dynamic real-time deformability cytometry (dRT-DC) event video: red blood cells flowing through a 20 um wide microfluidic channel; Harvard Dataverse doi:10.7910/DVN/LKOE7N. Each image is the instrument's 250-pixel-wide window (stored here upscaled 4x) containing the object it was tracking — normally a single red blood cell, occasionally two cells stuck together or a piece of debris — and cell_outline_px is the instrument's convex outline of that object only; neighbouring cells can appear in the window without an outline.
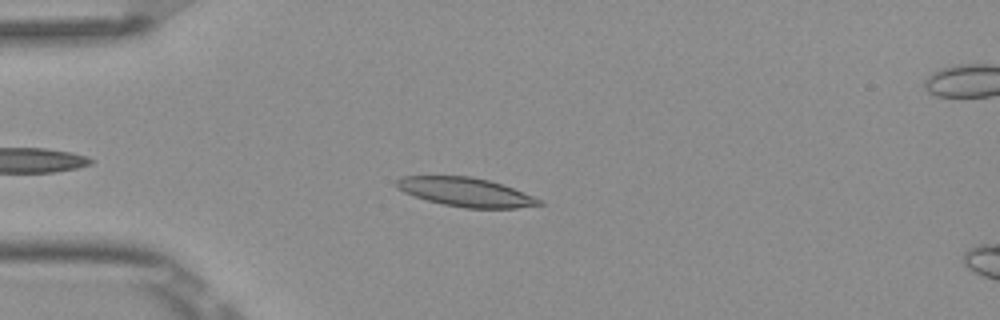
{"species": "Egyptian fruit bat (a non-hibernating species)", "species_latin": "Rousettus aegyptiacus", "temperature_condition": "room temperature", "stored_images_in_passage": 7, "camera_frame_rate_fps": 3000, "um_per_image_px": 0.085, "frame": {"image": 1, "passage_image": 4, "time_ms": 1.0, "image_size_px": [1000, 320], "cell_outline_px": [[544, 204], [516, 208], [464, 208], [444, 204], [428, 200], [404, 192], [396, 188], [396, 180], [400, 176], [472, 176], [488, 180], [512, 188], [544, 200]], "centroid_in_image_um": [39.59, 16.33], "position_along_channel_um": 45.4, "area_um2": 23.87}}
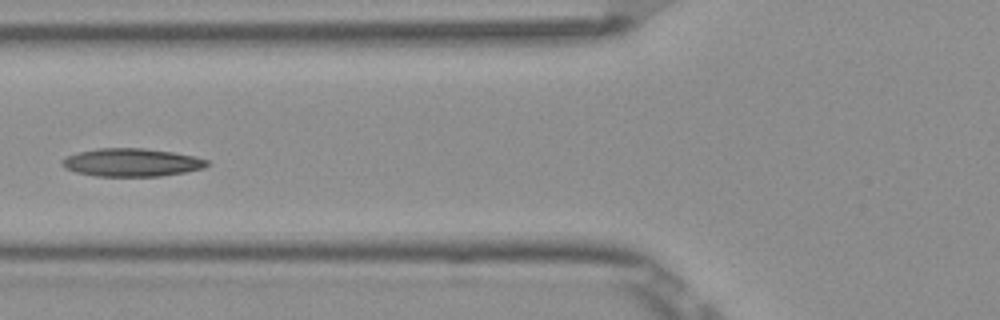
{"frame": {"image": 2, "passage_image": 6, "time_ms": 1.667, "image_size_px": [1000, 320], "cell_outline_px": [[212, 164], [204, 168], [184, 172], [160, 176], [96, 176], [76, 172], [64, 168], [60, 164], [68, 156], [80, 152], [96, 148], [144, 148], [172, 152], [192, 156], [208, 160]], "centroid_in_image_um": [11.21, 13.81], "position_along_channel_um": 114.6, "area_um2": 23.58}}
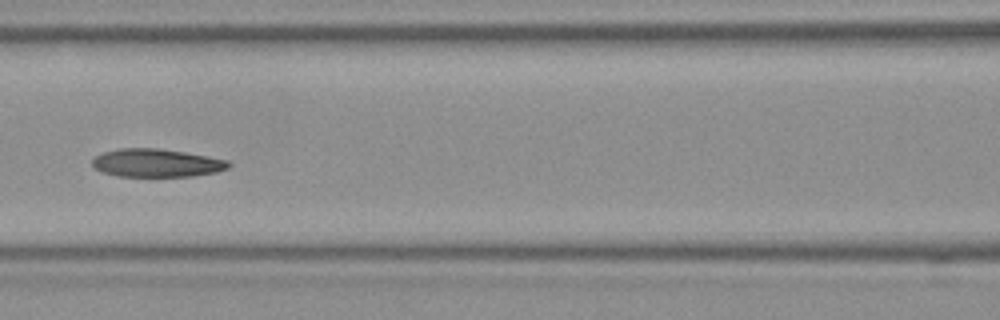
{"frame": {"image": 3, "passage_image": 7, "time_ms": 2.0, "image_size_px": [1000, 320], "cell_outline_px": [[232, 164], [228, 168], [216, 172], [192, 176], [116, 176], [100, 172], [92, 168], [92, 160], [96, 156], [104, 152], [120, 148], [160, 148], [208, 156], [228, 160]], "centroid_in_image_um": [13.28, 13.85], "position_along_channel_um": 153.3, "area_um2": 22.48}}